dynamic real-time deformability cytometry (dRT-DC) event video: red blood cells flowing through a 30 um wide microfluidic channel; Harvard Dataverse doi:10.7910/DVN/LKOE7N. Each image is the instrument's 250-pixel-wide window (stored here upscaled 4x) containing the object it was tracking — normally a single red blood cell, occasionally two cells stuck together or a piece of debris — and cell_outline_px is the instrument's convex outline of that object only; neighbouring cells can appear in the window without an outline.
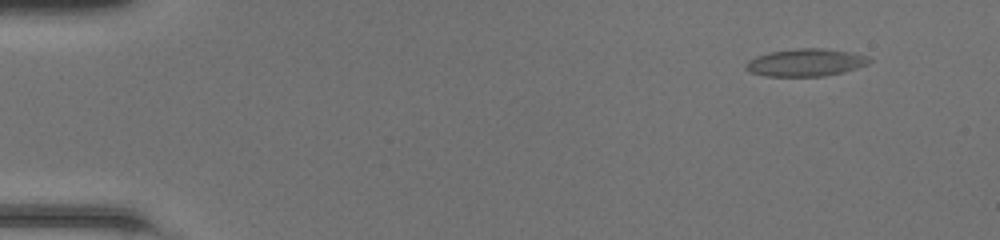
{"species": "common noctule bat (a hibernating species)", "species_latin": "Nyctalus noctula", "temperature_condition": "room temperature", "stored_images_in_passage": 50, "camera_frame_rate_fps": 3000, "um_per_image_px": 0.085, "animal": {"sex": "female", "body_mass_g": 20.0, "forearm_length_mm": 54.0}, "frame": {"image": 1, "passage_image": 5, "time_ms": 1.333, "image_size_px": [1000, 240], "cell_outline_px": [[872, 60], [868, 64], [844, 72], [824, 76], [764, 76], [748, 72], [744, 68], [744, 64], [748, 60], [756, 56], [768, 52], [796, 48], [824, 48], [852, 52], [868, 56]], "centroid_in_image_um": [68.45, 5.31], "position_along_channel_um": 16.5, "area_um2": 20.11}}
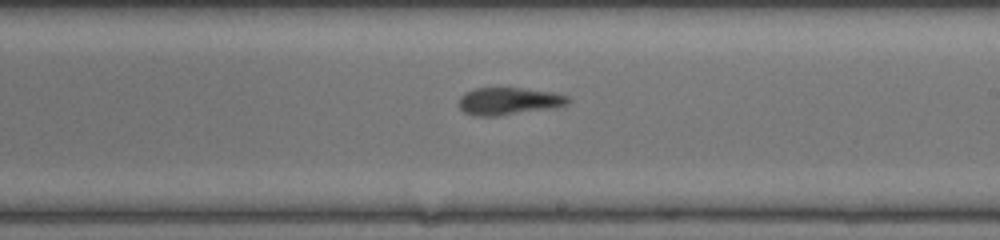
{"frame": {"image": 2, "passage_image": 30, "time_ms": 9.667, "image_size_px": [1000, 240], "cell_outline_px": [[572, 100], [568, 104], [556, 108], [496, 116], [472, 116], [464, 112], [456, 104], [456, 100], [464, 92], [476, 88], [524, 88], [552, 92], [568, 96]], "centroid_in_image_um": [43.22, 8.6], "position_along_channel_um": 245.8, "area_um2": 17.86}}
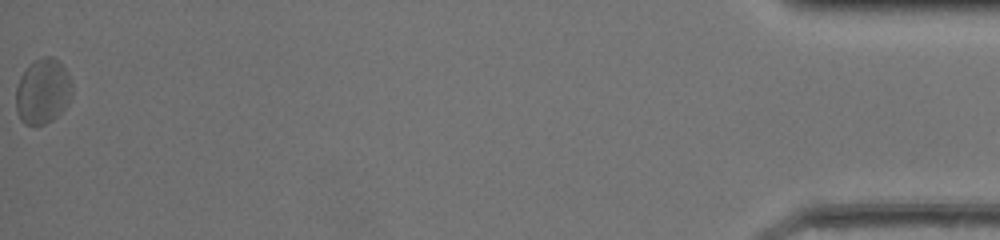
{"frame": {"image": 3, "passage_image": 50, "time_ms": 16.333, "image_size_px": [1000, 240], "cell_outline_px": [[72, 92], [64, 108], [56, 116], [44, 124], [24, 124], [20, 120], [16, 108], [16, 88], [20, 76], [28, 64], [44, 56], [52, 56], [68, 72], [72, 80]], "centroid_in_image_um": [3.62, 7.74], "position_along_channel_um": 431.6, "area_um2": 21.21}, "authors_computed_cell_mechanics": {"area_um2": 18.5538, "velocity_mm_per_s": 4.2378, "shape_relaxation_time_tau1_ms": 8.6874, "shape_relaxation_time_tau2_ms": 3.0099, "deformation_change_tau1": 0.2369, "deformation_change_tau2": 0.1109}}